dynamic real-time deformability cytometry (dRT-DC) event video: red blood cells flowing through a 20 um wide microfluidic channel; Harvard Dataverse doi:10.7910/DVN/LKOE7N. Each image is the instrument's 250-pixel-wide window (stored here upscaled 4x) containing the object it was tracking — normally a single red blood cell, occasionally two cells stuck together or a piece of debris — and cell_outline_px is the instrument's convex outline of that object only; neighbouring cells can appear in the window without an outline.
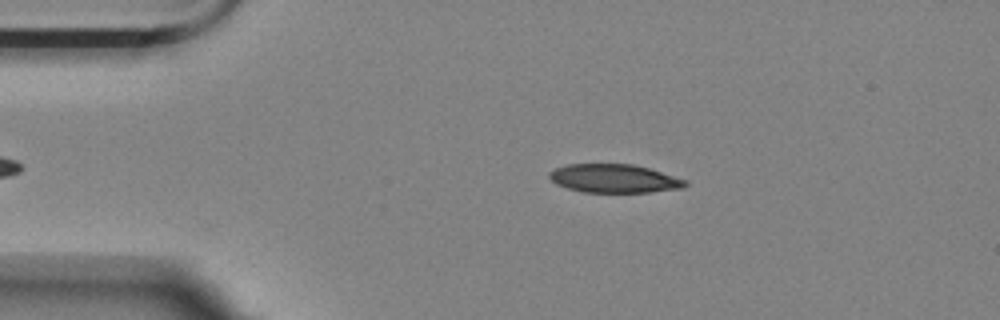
{"species": "Egyptian fruit bat (a non-hibernating species)", "species_latin": "Rousettus aegyptiacus", "temperature_condition": "room temperature", "stored_images_in_passage": 24, "camera_frame_rate_fps": 3000, "um_per_image_px": 0.085, "animal": {"sex": "female"}, "frame": {"image": 1, "passage_image": 5, "time_ms": 1.333, "image_size_px": [1000, 320], "cell_outline_px": [[688, 184], [684, 188], [648, 192], [584, 192], [568, 188], [556, 184], [548, 176], [548, 172], [556, 168], [568, 164], [632, 164], [648, 168], [688, 180]], "centroid_in_image_um": [52.22, 15.17], "position_along_channel_um": 32.8, "area_um2": 22.54}}
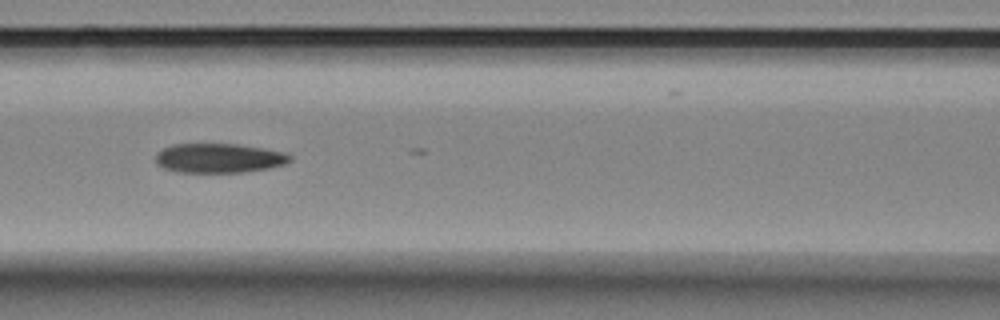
{"frame": {"image": 2, "passage_image": 18, "time_ms": 5.667, "image_size_px": [1000, 320], "cell_outline_px": [[292, 160], [284, 164], [268, 168], [244, 172], [176, 172], [164, 168], [156, 164], [156, 152], [172, 144], [236, 144], [264, 148], [284, 152], [292, 156]], "centroid_in_image_um": [18.6, 13.44], "position_along_channel_um": 148.0, "area_um2": 23.06}}
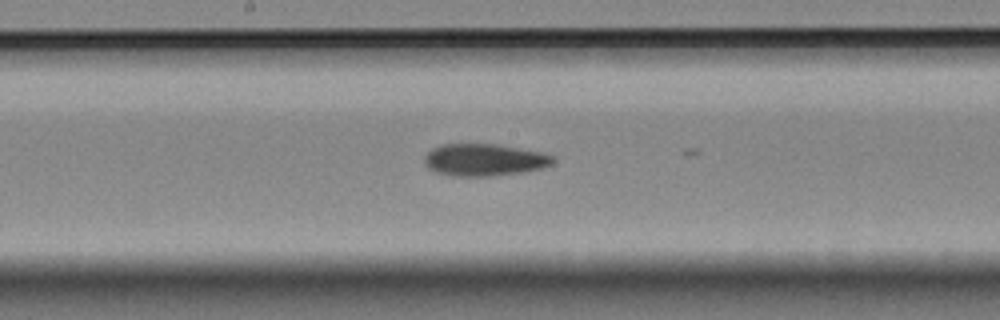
{"frame": {"image": 3, "passage_image": 23, "time_ms": 7.333, "image_size_px": [1000, 320], "cell_outline_px": [[556, 160], [552, 164], [540, 168], [520, 172], [492, 176], [448, 176], [436, 172], [428, 168], [424, 164], [424, 156], [432, 148], [440, 144], [496, 144], [540, 152], [552, 156]], "centroid_in_image_um": [41.1, 13.59], "position_along_channel_um": 207.1, "area_um2": 24.04}}